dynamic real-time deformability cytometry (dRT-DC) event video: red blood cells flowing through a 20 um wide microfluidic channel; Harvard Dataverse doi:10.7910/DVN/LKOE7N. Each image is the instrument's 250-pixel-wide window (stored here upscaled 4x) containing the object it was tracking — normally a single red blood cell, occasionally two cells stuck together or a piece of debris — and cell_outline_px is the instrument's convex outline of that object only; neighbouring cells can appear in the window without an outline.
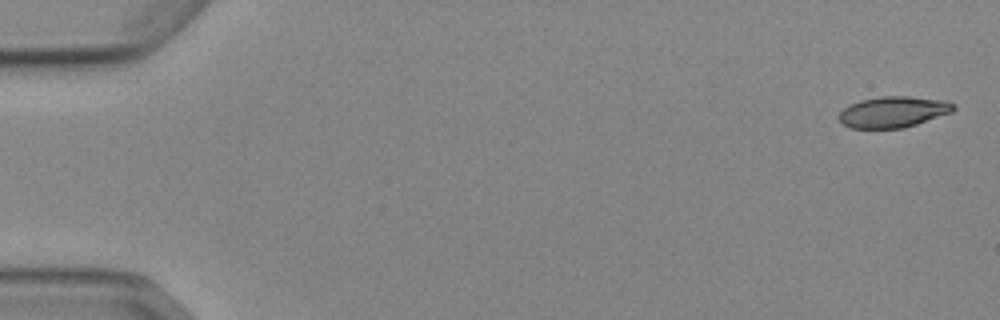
{"species": "Egyptian fruit bat (a non-hibernating species)", "species_latin": "Rousettus aegyptiacus", "temperature_condition": "cold", "stored_images_in_passage": 6, "camera_frame_rate_fps": 3000, "um_per_image_px": 0.085, "animal": {"sex": "female"}, "frame": {"image": 1, "passage_image": 1, "time_ms": 0.0, "image_size_px": [1000, 320], "cell_outline_px": [[956, 108], [952, 112], [904, 128], [852, 128], [844, 124], [840, 120], [840, 112], [844, 108], [860, 100], [880, 96], [908, 96], [948, 100], [956, 104]], "centroid_in_image_um": [75.99, 9.5], "position_along_channel_um": 9.0, "area_um2": 20.69}}